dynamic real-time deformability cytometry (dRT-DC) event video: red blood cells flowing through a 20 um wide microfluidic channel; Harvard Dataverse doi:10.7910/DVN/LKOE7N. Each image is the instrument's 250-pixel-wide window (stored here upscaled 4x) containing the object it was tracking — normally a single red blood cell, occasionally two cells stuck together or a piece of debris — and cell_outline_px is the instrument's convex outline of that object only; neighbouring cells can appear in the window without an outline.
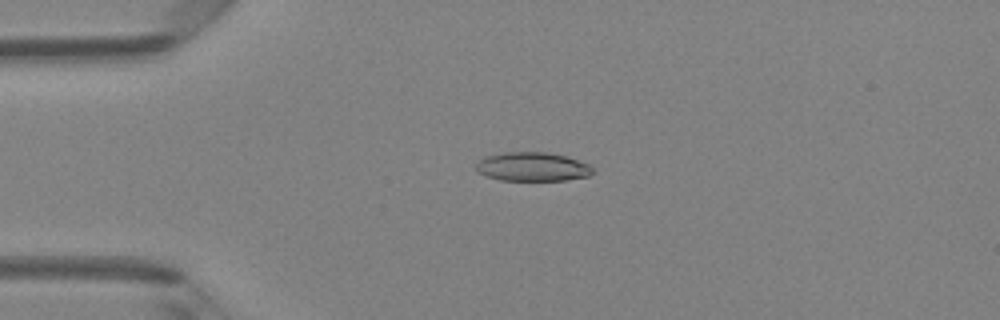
{"species": "Egyptian fruit bat (a non-hibernating species)", "species_latin": "Rousettus aegyptiacus", "temperature_condition": "room temperature", "stored_images_in_passage": 48, "camera_frame_rate_fps": 3000, "um_per_image_px": 0.085, "animal": {"sex": "female"}, "frame": {"image": 1, "passage_image": 11, "time_ms": 3.333, "image_size_px": [1000, 320], "cell_outline_px": [[596, 172], [588, 176], [564, 180], [500, 180], [476, 172], [476, 164], [484, 156], [504, 152], [544, 152], [568, 156], [588, 164], [596, 168]], "centroid_in_image_um": [45.29, 14.17], "position_along_channel_um": 39.7, "area_um2": 19.83}}
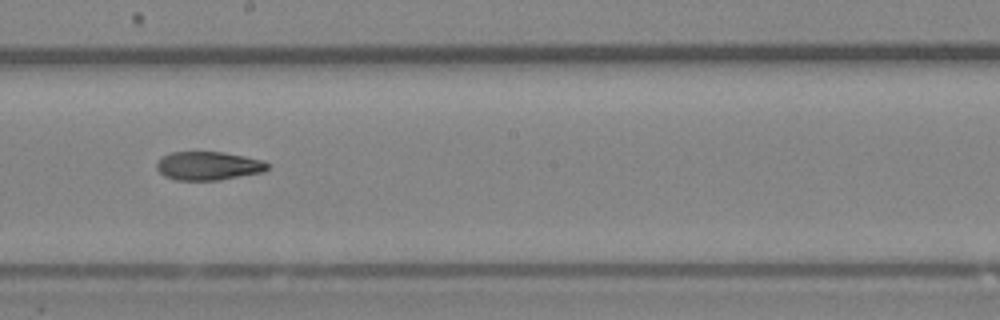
{"frame": {"image": 2, "passage_image": 27, "time_ms": 8.667, "image_size_px": [1000, 320], "cell_outline_px": [[268, 168], [264, 172], [220, 180], [176, 180], [164, 176], [156, 168], [156, 164], [164, 156], [172, 152], [224, 152], [264, 160], [268, 164]], "centroid_in_image_um": [17.73, 14.1], "position_along_channel_um": 230.5, "area_um2": 18.44}}
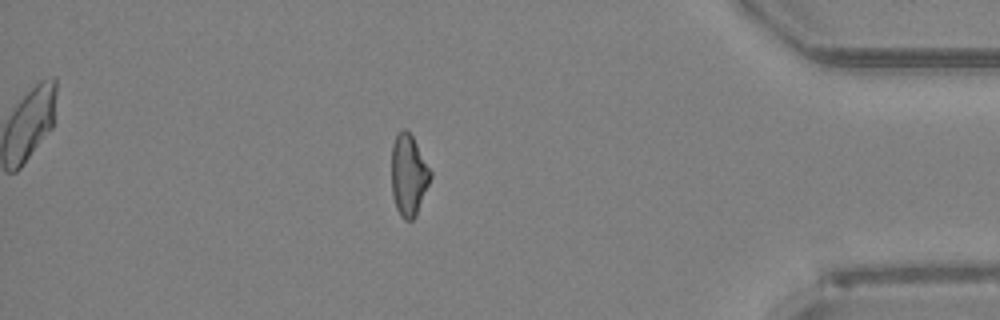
{"frame": {"image": 3, "passage_image": 42, "time_ms": 13.667, "image_size_px": [1000, 320], "cell_outline_px": [[432, 176], [416, 216], [412, 220], [404, 220], [400, 216], [396, 208], [392, 196], [392, 144], [396, 136], [404, 128], [412, 136], [432, 172]], "centroid_in_image_um": [34.73, 14.93], "position_along_channel_um": 400.5, "area_um2": 18.38}, "authors_computed_cell_mechanics": {"area_um2": 19.4497, "velocity_mm_per_s": 4.1325, "shape_relaxation_time_tau1_ms": null, "shape_relaxation_time_tau2_ms": 8.4552, "deformation_change_tau1": null, "deformation_change_tau2": 0.1904}}